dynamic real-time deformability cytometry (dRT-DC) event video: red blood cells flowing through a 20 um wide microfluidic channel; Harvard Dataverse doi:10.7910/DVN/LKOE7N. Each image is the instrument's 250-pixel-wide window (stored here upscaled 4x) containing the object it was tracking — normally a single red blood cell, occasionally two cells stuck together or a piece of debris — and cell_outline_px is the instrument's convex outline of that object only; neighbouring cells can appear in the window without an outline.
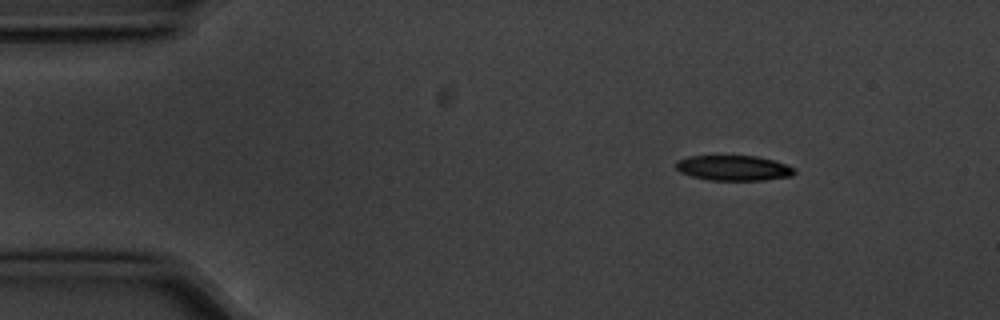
{"species": "common noctule bat (a hibernating species)", "species_latin": "Nyctalus noctula", "temperature_condition": "cold", "stored_images_in_passage": 5, "camera_frame_rate_fps": 3000, "um_per_image_px": 0.085, "animal": {"sex": "male", "body_mass_g": 20.1, "forearm_length_mm": 53.5}, "frame": {"image": 1, "passage_image": 3, "time_ms": 0.667, "image_size_px": [1000, 320], "cell_outline_px": [[796, 172], [792, 176], [764, 180], [708, 180], [692, 176], [680, 172], [676, 168], [676, 160], [688, 156], [756, 156], [772, 160], [796, 168]], "centroid_in_image_um": [62.35, 14.28], "position_along_channel_um": 22.7, "area_um2": 17.4}}